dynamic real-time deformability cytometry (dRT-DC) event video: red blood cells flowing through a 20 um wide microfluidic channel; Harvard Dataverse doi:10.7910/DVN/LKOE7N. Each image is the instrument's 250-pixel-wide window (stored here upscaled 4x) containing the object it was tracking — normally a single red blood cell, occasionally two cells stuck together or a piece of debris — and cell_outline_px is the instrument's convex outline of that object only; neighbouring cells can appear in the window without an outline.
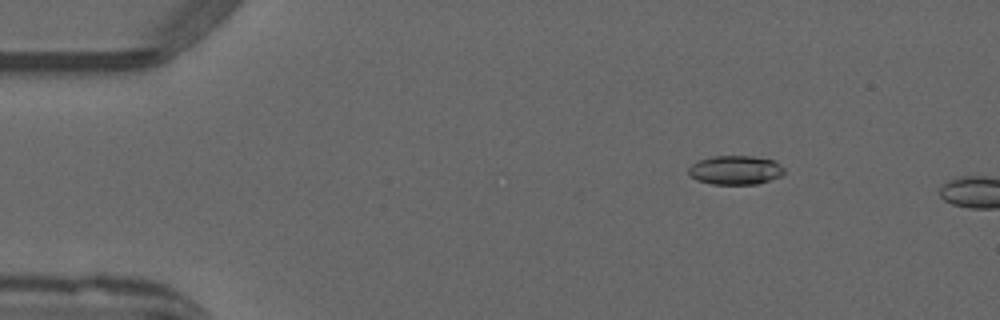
{"species": "common noctule bat (a hibernating species)", "species_latin": "Nyctalus noctula", "temperature_condition": "warm", "stored_images_in_passage": 11, "camera_frame_rate_fps": 3000, "um_per_image_px": 0.085, "animal": {"sex": "male", "forearm_length_mm": 52.5}, "frame": {"image": 1, "passage_image": 8, "time_ms": 2.333, "image_size_px": [1000, 320], "cell_outline_px": [[784, 172], [780, 176], [756, 184], [712, 184], [696, 180], [688, 172], [688, 168], [692, 164], [700, 160], [712, 156], [752, 156], [772, 160], [780, 164], [784, 168]], "centroid_in_image_um": [62.49, 14.45], "position_along_channel_um": 22.5, "area_um2": 16.01}}